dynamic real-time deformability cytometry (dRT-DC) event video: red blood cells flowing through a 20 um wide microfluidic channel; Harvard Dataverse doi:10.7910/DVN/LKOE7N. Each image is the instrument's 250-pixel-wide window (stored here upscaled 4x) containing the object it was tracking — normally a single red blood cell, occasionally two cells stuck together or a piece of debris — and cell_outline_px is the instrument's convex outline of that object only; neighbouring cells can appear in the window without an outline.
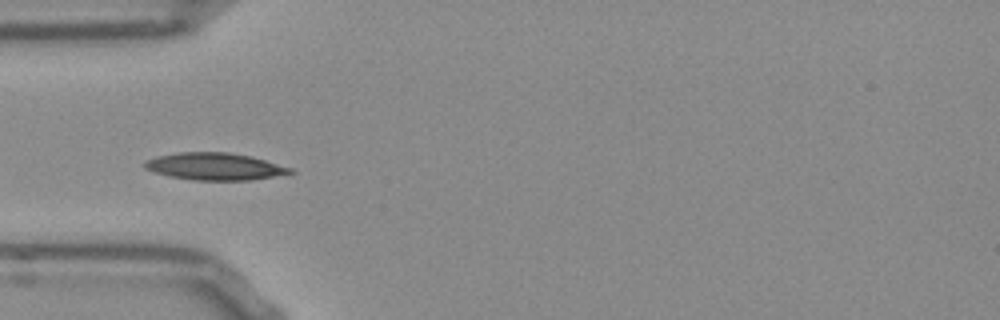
{"species": "Egyptian fruit bat (a non-hibernating species)", "species_latin": "Rousettus aegyptiacus", "temperature_condition": "room temperature", "stored_images_in_passage": 25, "camera_frame_rate_fps": 3000, "um_per_image_px": 0.085, "frame": {"image": 1, "passage_image": 1, "time_ms": 0.0, "image_size_px": [1000, 320], "cell_outline_px": [[296, 172], [252, 180], [192, 180], [168, 176], [144, 168], [144, 164], [148, 160], [156, 156], [180, 152], [228, 152], [252, 156], [292, 168]], "centroid_in_image_um": [18.27, 14.15], "position_along_channel_um": 66.7, "area_um2": 23.0}}
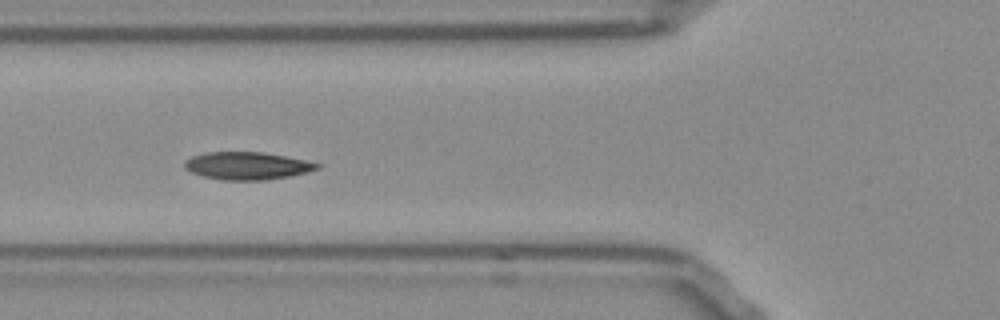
{"frame": {"image": 2, "passage_image": 4, "time_ms": 1.0, "image_size_px": [1000, 320], "cell_outline_px": [[324, 164], [320, 168], [288, 176], [264, 180], [220, 180], [204, 176], [192, 172], [184, 168], [184, 160], [192, 156], [204, 152], [264, 152]], "centroid_in_image_um": [20.98, 14.08], "position_along_channel_um": 104.8, "area_um2": 21.27}, "authors_computed_cell_mechanics": {"area_um2": 21.4438, "velocity_mm_per_s": 3.7698, "shape_relaxation_time_tau1_ms": 3.2251, "shape_relaxation_time_tau2_ms": 1.023, "deformation_change_tau1": 0.1199, "deformation_change_tau2": 0.0343}}